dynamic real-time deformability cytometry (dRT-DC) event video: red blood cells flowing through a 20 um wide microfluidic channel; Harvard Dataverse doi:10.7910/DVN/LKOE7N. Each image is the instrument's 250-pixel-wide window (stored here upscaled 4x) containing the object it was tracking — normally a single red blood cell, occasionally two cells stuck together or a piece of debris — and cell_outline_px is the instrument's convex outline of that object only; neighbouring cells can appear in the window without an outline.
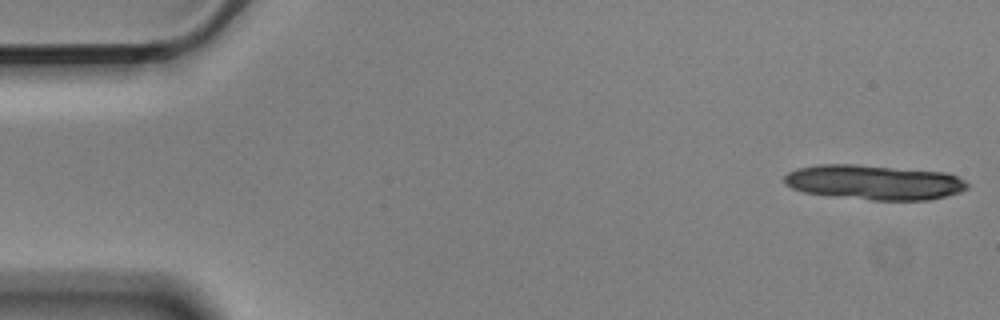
{"species": "Egyptian fruit bat (a non-hibernating species)", "species_latin": "Rousettus aegyptiacus", "temperature_condition": "cold", "stored_images_in_passage": 4, "camera_frame_rate_fps": 3000, "um_per_image_px": 0.085, "animal": {"sex": "male"}, "frame": {"image": 1, "passage_image": 1, "time_ms": 0.0, "image_size_px": [1000, 320], "cell_outline_px": [[968, 188], [960, 192], [928, 200], [872, 200], [832, 196], [804, 192], [792, 188], [784, 184], [784, 176], [788, 172], [796, 168], [820, 164], [856, 164], [948, 172], [964, 180], [968, 184]], "centroid_in_image_um": [74.28, 15.49], "position_along_channel_um": 10.7, "area_um2": 37.34}}